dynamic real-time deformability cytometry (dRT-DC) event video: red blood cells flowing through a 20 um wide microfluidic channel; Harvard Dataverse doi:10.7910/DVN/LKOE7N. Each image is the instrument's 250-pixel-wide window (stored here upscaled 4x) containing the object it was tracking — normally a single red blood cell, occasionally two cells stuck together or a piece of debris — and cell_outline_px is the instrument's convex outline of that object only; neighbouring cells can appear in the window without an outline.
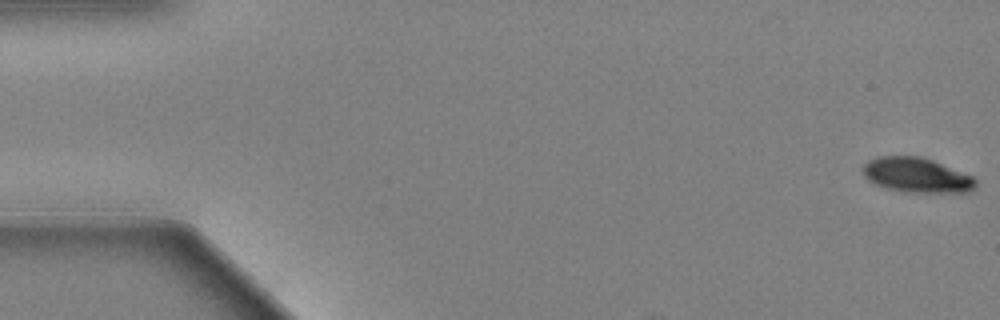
{"species": "Egyptian fruit bat (a non-hibernating species)", "species_latin": "Rousettus aegyptiacus", "temperature_condition": "warm", "stored_images_in_passage": 17, "camera_frame_rate_fps": 3000, "um_per_image_px": 0.085, "animal": {"sex": "female"}, "frame": {"image": 1, "passage_image": 1, "time_ms": 0.0, "image_size_px": [1000, 320], "cell_outline_px": [[976, 184], [968, 192], [904, 192], [888, 188], [876, 184], [868, 180], [864, 176], [864, 164], [868, 160], [876, 156], [920, 156], [932, 160], [972, 176], [976, 180]], "centroid_in_image_um": [77.89, 14.88], "position_along_channel_um": 7.1, "area_um2": 22.6}}
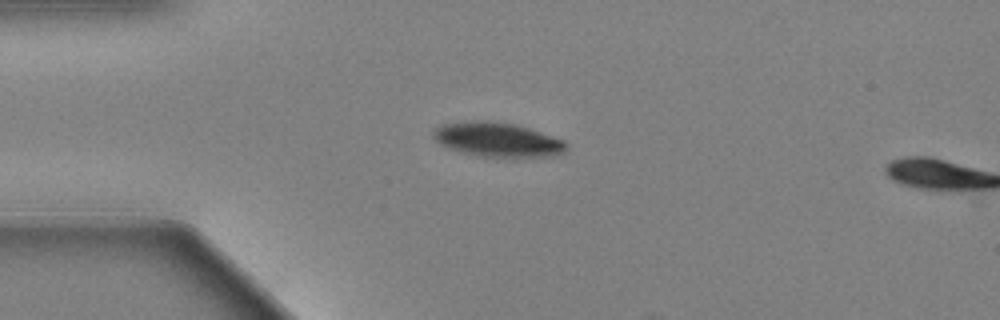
{"frame": {"image": 2, "passage_image": 16, "time_ms": 5.0, "image_size_px": [1000, 320], "cell_outline_px": [[568, 148], [564, 152], [552, 156], [476, 156], [448, 148], [440, 144], [432, 136], [432, 128], [440, 124], [464, 120], [492, 120], [512, 124], [528, 128], [564, 140], [568, 144]], "centroid_in_image_um": [42.21, 11.84], "position_along_channel_um": 42.8, "area_um2": 26.76}}